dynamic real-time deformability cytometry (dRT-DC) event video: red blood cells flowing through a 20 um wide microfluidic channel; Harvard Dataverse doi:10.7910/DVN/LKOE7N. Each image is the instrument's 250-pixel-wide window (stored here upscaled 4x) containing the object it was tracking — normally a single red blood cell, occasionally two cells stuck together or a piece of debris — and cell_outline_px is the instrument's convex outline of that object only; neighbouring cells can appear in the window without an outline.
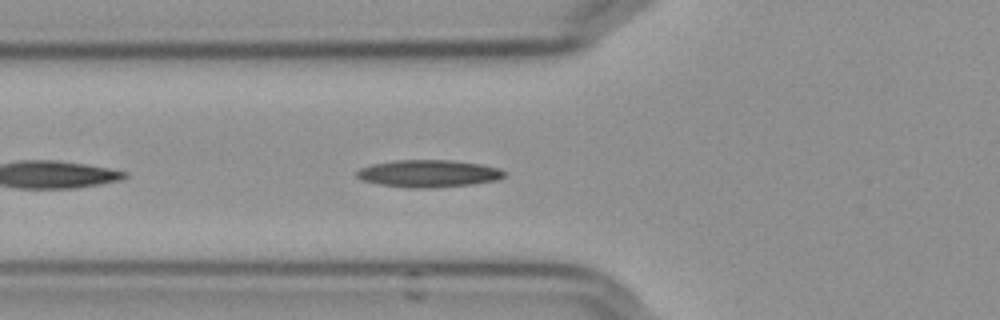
{"species": "Egyptian fruit bat (a non-hibernating species)", "species_latin": "Rousettus aegyptiacus", "temperature_condition": "cold", "stored_images_in_passage": 28, "camera_frame_rate_fps": 3000, "um_per_image_px": 0.085, "frame": {"image": 1, "passage_image": 5, "time_ms": 1.333, "image_size_px": [1000, 320], "cell_outline_px": [[504, 176], [496, 180], [472, 184], [432, 188], [408, 188], [380, 184], [360, 180], [356, 176], [356, 172], [360, 168], [372, 164], [396, 160], [448, 160], [480, 164], [496, 168], [504, 172]], "centroid_in_image_um": [36.36, 14.75], "position_along_channel_um": 89.4, "area_um2": 23.29}}
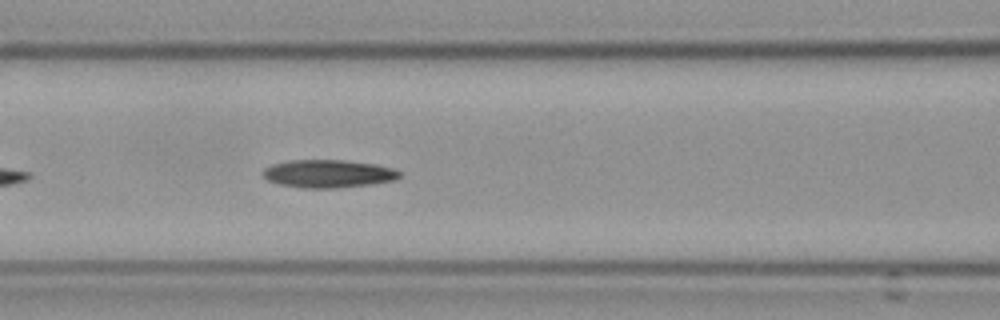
{"frame": {"image": 2, "passage_image": 9, "time_ms": 2.667, "image_size_px": [1000, 320], "cell_outline_px": [[400, 176], [392, 180], [368, 184], [336, 188], [304, 188], [280, 184], [268, 180], [264, 176], [264, 168], [272, 164], [292, 160], [344, 160], [376, 164], [392, 168], [400, 172]], "centroid_in_image_um": [27.88, 14.76], "position_along_channel_um": 138.7, "area_um2": 21.91}, "authors_computed_cell_mechanics": {"area_um2": 22.0218, "velocity_mm_per_s": 3.6243, "shape_relaxation_time_tau1_ms": 9.112, "shape_relaxation_time_tau2_ms": null, "deformation_change_tau1": 0.1889, "deformation_change_tau2": null}}